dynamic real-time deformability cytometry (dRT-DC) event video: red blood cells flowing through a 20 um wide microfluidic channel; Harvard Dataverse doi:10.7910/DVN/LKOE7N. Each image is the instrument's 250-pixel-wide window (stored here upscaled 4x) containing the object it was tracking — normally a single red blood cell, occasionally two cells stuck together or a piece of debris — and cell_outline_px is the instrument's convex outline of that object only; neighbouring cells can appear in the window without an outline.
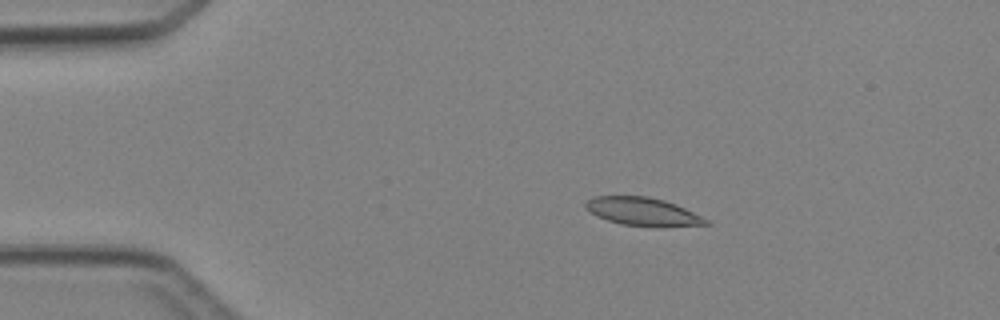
{"species": "Egyptian fruit bat (a non-hibernating species)", "species_latin": "Rousettus aegyptiacus", "temperature_condition": "cold", "stored_images_in_passage": 6, "camera_frame_rate_fps": 3000, "um_per_image_px": 0.085, "animal": {"sex": "female"}, "frame": {"image": 1, "passage_image": 3, "time_ms": 2.333, "image_size_px": [1000, 320], "cell_outline_px": [[712, 224], [620, 224], [596, 216], [584, 208], [584, 204], [592, 196], [648, 196], [664, 200], [676, 204], [708, 220]], "centroid_in_image_um": [54.5, 17.92], "position_along_channel_um": 30.5, "area_um2": 18.73}}
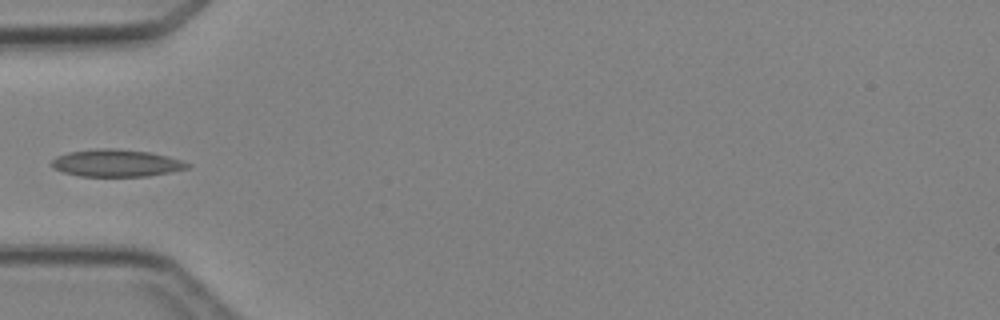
{"frame": {"image": 2, "passage_image": 5, "time_ms": 4.667, "image_size_px": [1000, 320], "cell_outline_px": [[192, 164], [188, 168], [148, 176], [80, 176], [64, 172], [52, 168], [48, 164], [56, 156], [68, 152], [92, 148], [116, 148], [148, 152], [180, 160]], "centroid_in_image_um": [9.8, 13.85], "position_along_channel_um": 75.2, "area_um2": 21.56}}
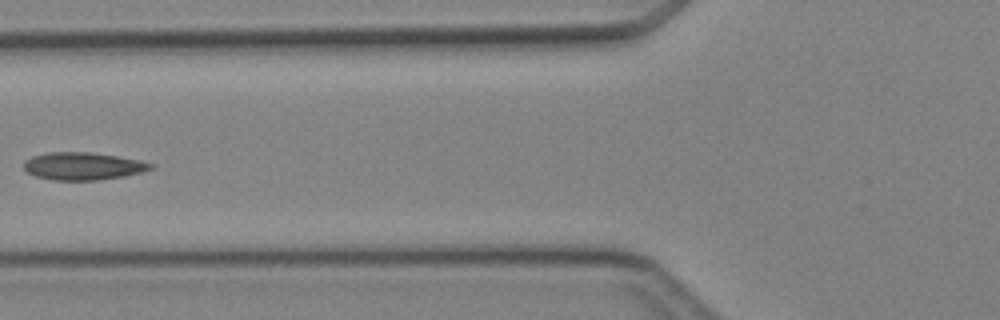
{"frame": {"image": 3, "passage_image": 6, "time_ms": 5.667, "image_size_px": [1000, 320], "cell_outline_px": [[156, 164], [152, 168], [140, 172], [124, 176], [96, 180], [52, 180], [36, 176], [28, 172], [24, 168], [24, 160], [32, 156], [48, 152], [92, 152], [140, 160]], "centroid_in_image_um": [7.04, 14.11], "position_along_channel_um": 118.8, "area_um2": 20.35}}